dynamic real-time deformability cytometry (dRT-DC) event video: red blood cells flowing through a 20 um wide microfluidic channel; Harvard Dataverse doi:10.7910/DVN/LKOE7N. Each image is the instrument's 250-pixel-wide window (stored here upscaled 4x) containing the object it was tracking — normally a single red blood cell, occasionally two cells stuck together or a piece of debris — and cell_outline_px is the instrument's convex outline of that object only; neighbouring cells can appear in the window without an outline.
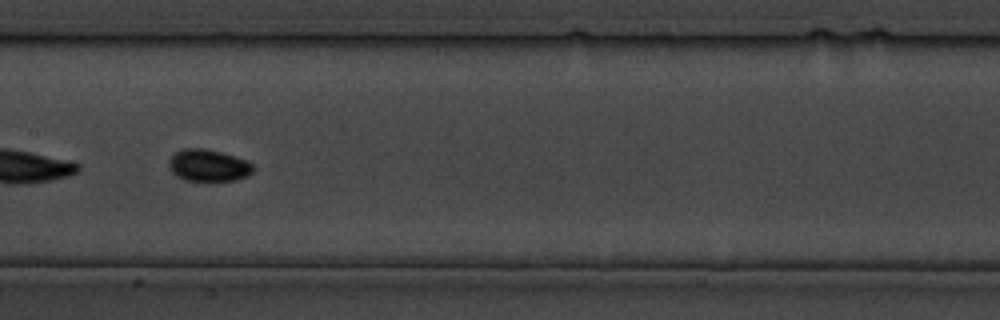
{"species": "common noctule bat (a hibernating species)", "species_latin": "Nyctalus noctula", "temperature_condition": "cold", "stored_images_in_passage": 33, "segment_of_instrument_passage": [2, 2], "camera_frame_rate_fps": 3000, "um_per_image_px": 0.085, "animal": {"sex": "male", "body_mass_g": 19.5, "forearm_length_mm": 54.6}, "frame": {"image": 1, "passage_image": 15, "time_ms": 18.0, "image_size_px": [1000, 320], "cell_outline_px": [[256, 168], [248, 176], [236, 180], [184, 180], [176, 176], [168, 168], [168, 160], [176, 152], [184, 148], [204, 148], [236, 156], [248, 160]], "centroid_in_image_um": [17.72, 14.05], "position_along_channel_um": 189.7, "area_um2": 15.84}}
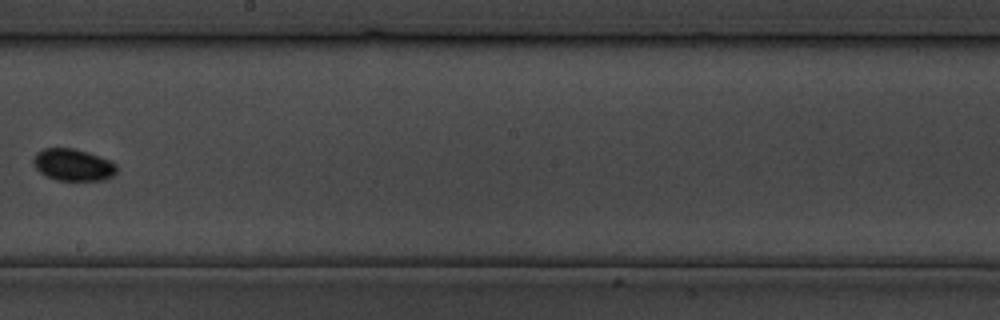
{"frame": {"image": 2, "passage_image": 18, "time_ms": 21.333, "image_size_px": [1000, 320], "cell_outline_px": [[116, 172], [112, 176], [104, 180], [56, 180], [40, 172], [36, 168], [32, 160], [36, 152], [44, 148], [72, 148], [88, 152], [100, 156], [116, 164]], "centroid_in_image_um": [6.2, 14.0], "position_along_channel_um": 242.0, "area_um2": 15.43}}
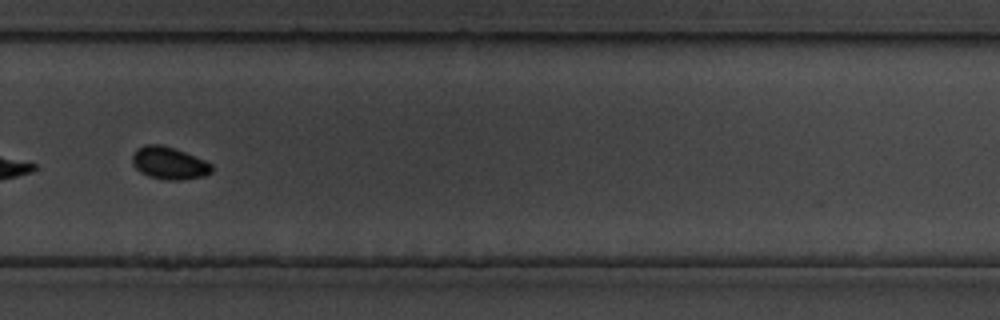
{"frame": {"image": 3, "passage_image": 22, "time_ms": 26.0, "image_size_px": [1000, 320], "cell_outline_px": [[212, 172], [204, 176], [180, 180], [168, 180], [148, 176], [140, 172], [132, 164], [132, 156], [136, 148], [144, 144], [160, 144], [176, 148], [204, 160], [212, 164]], "centroid_in_image_um": [14.35, 13.85], "position_along_channel_um": 315.4, "area_um2": 15.14}}